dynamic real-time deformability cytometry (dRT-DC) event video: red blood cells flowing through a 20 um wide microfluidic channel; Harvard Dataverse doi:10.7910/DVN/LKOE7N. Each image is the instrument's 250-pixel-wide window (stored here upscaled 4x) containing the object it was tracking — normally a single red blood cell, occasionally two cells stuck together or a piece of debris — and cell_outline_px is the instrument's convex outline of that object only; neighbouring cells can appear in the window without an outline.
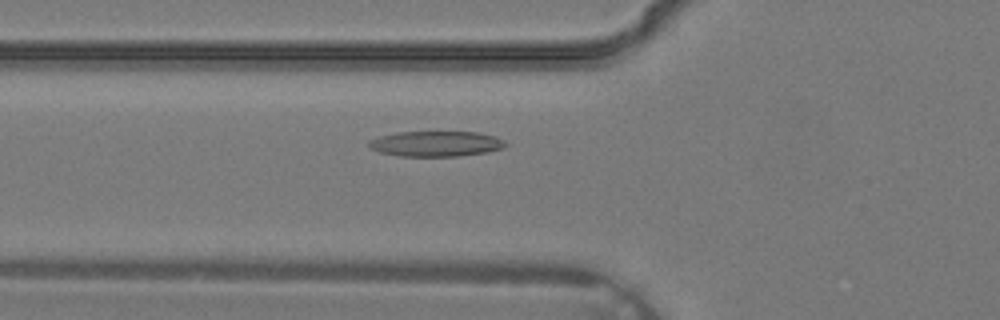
{"species": "common noctule bat (a hibernating species)", "species_latin": "Nyctalus noctula", "temperature_condition": "warm", "stored_images_in_passage": 28, "camera_frame_rate_fps": 3000, "um_per_image_px": 0.085, "animal": {"sex": "male", "body_mass_g": 19.2, "forearm_length_mm": 51.8}, "frame": {"image": 1, "passage_image": 5, "time_ms": 1.333, "image_size_px": [1000, 320], "cell_outline_px": [[508, 144], [500, 148], [488, 152], [456, 156], [400, 156], [380, 152], [372, 148], [368, 144], [368, 140], [380, 136], [396, 132], [476, 132], [496, 136], [504, 140]], "centroid_in_image_um": [37.06, 12.21], "position_along_channel_um": 88.7, "area_um2": 20.11}}
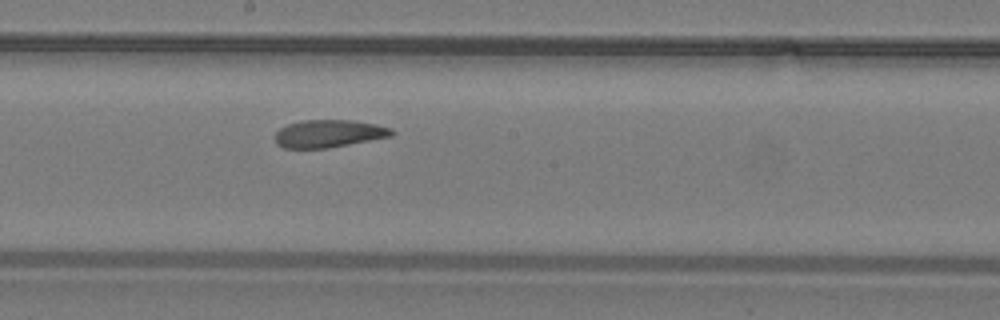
{"frame": {"image": 2, "passage_image": 12, "time_ms": 3.667, "image_size_px": [1000, 320], "cell_outline_px": [[396, 132], [392, 136], [328, 148], [284, 148], [276, 144], [276, 132], [280, 128], [288, 124], [304, 120], [352, 120], [376, 124], [392, 128]], "centroid_in_image_um": [27.97, 11.35], "position_along_channel_um": 220.2, "area_um2": 18.79}}
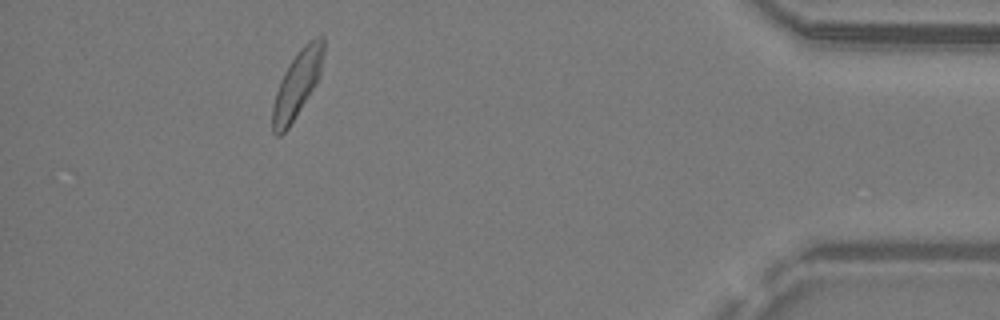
{"frame": {"image": 3, "passage_image": 25, "time_ms": 8.0, "image_size_px": [1000, 320], "cell_outline_px": [[324, 52], [320, 72], [316, 84], [288, 128], [280, 136], [276, 136], [272, 132], [272, 104], [280, 80], [284, 72], [300, 48], [308, 40], [316, 36], [324, 36]], "centroid_in_image_um": [25.25, 7.14], "position_along_channel_um": 410.0, "area_um2": 19.65}}